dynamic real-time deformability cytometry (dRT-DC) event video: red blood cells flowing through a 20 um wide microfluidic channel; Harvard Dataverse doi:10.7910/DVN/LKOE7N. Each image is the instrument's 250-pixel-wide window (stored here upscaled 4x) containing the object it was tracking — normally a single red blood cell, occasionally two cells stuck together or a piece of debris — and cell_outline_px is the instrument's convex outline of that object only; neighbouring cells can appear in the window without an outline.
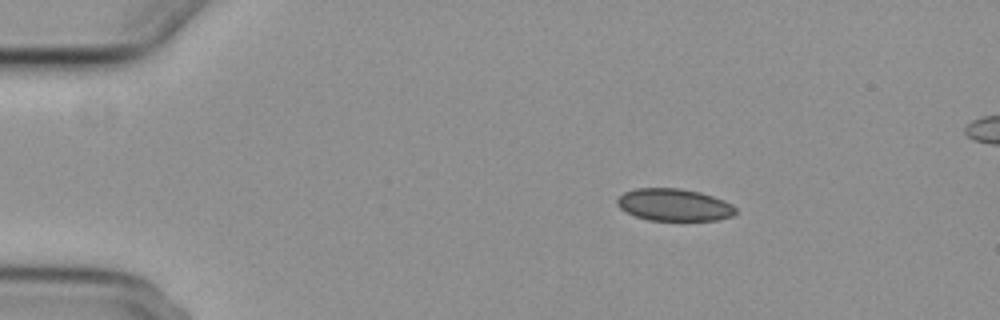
{"species": "common noctule bat (a hibernating species)", "species_latin": "Nyctalus noctula", "temperature_condition": "cold", "stored_images_in_passage": 4, "camera_frame_rate_fps": 3000, "um_per_image_px": 0.085, "animal": {"sex": "female", "body_mass_g": 29.2, "forearm_length_mm": 56.3}, "frame": {"image": 1, "passage_image": 1, "time_ms": 0.0, "image_size_px": [1000, 320], "cell_outline_px": [[736, 212], [732, 216], [716, 220], [648, 220], [636, 216], [620, 208], [616, 204], [616, 200], [624, 192], [636, 188], [680, 188], [700, 192], [724, 200], [732, 204], [736, 208]], "centroid_in_image_um": [57.3, 17.4], "position_along_channel_um": 27.7, "area_um2": 22.2}}